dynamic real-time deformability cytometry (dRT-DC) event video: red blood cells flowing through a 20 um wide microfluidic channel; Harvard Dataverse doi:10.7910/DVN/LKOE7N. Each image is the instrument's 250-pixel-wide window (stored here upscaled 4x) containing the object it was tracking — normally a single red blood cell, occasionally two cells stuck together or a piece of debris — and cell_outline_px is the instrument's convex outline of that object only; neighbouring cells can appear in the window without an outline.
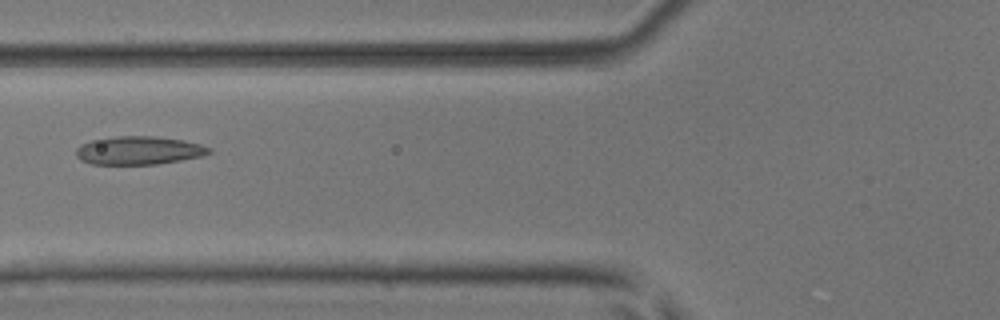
{"species": "common noctule bat (a hibernating species)", "species_latin": "Nyctalus noctula", "temperature_condition": "room temperature", "stored_images_in_passage": 3, "camera_frame_rate_fps": 3000, "um_per_image_px": 0.085, "animal": {"sex": "male", "body_mass_g": 17.9, "forearm_length_mm": 54.2}, "frame": {"image": 1, "passage_image": 3, "time_ms": 0.667, "image_size_px": [1000, 320], "cell_outline_px": [[212, 152], [200, 156], [180, 160], [156, 164], [92, 164], [80, 160], [76, 156], [76, 148], [80, 144], [92, 140], [116, 136], [156, 136], [184, 140], [200, 144], [212, 148]], "centroid_in_image_um": [11.78, 12.78], "position_along_channel_um": 114.0, "area_um2": 21.96}}